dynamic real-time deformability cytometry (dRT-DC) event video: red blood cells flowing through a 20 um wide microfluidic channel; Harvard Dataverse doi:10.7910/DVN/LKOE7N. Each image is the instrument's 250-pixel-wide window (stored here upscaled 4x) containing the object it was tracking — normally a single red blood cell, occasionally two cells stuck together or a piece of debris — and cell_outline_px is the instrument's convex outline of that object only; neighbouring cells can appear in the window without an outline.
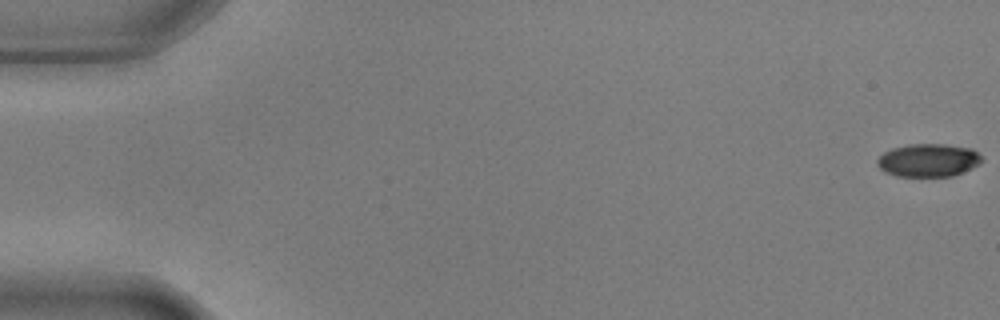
{"species": "common noctule bat (a hibernating species)", "species_latin": "Nyctalus noctula", "temperature_condition": "warm", "stored_images_in_passage": 5, "camera_frame_rate_fps": 3000, "um_per_image_px": 0.085, "animal": {"sex": "male", "body_mass_g": 17.9, "forearm_length_mm": 54.2}, "frame": {"image": 1, "passage_image": 1, "time_ms": 0.0, "image_size_px": [1000, 320], "cell_outline_px": [[984, 160], [980, 164], [972, 168], [952, 176], [896, 176], [884, 172], [876, 164], [876, 160], [884, 152], [892, 148], [908, 144], [944, 144], [972, 148]], "centroid_in_image_um": [78.9, 13.62], "position_along_channel_um": 6.1, "area_um2": 20.23}}
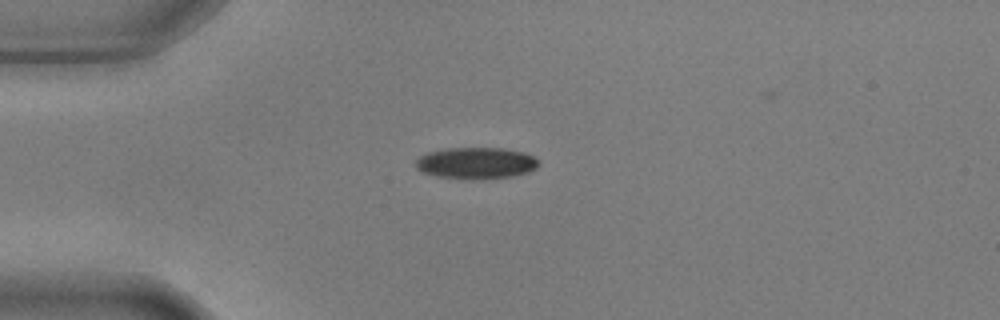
{"frame": {"image": 2, "passage_image": 5, "time_ms": 1.333, "image_size_px": [1000, 320], "cell_outline_px": [[540, 164], [536, 168], [528, 172], [512, 176], [436, 176], [424, 172], [416, 168], [416, 160], [420, 156], [428, 152], [448, 148], [500, 148], [524, 152], [540, 160]], "centroid_in_image_um": [40.5, 13.8], "position_along_channel_um": 44.5, "area_um2": 21.5}}